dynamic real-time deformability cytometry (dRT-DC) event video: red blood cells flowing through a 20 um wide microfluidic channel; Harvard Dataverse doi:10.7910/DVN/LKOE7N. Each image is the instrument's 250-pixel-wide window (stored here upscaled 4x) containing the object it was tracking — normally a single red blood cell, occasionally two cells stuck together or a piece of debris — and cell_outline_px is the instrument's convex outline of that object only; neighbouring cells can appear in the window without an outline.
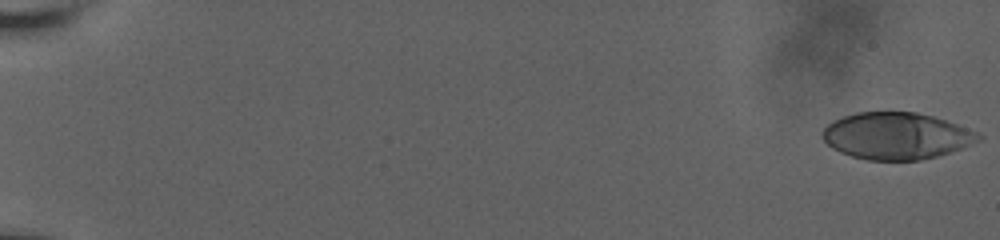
{"species": "human", "species_latin": "Homo sapiens", "temperature_condition": "room temperature", "stored_images_in_passage": 60, "camera_frame_rate_fps": 3000, "um_per_image_px": 0.085, "donor": {"sex": "male"}, "frame": {"image": 1, "passage_image": 1, "time_ms": 0.0, "image_size_px": [1000, 240], "cell_outline_px": [[984, 136], [980, 140], [960, 148], [936, 156], [920, 160], [868, 160], [852, 156], [840, 152], [832, 148], [820, 136], [820, 132], [832, 120], [856, 112], [916, 112], [932, 116], [956, 124], [976, 132]], "centroid_in_image_um": [76.14, 11.55], "position_along_channel_um": 8.9, "area_um2": 42.31}}
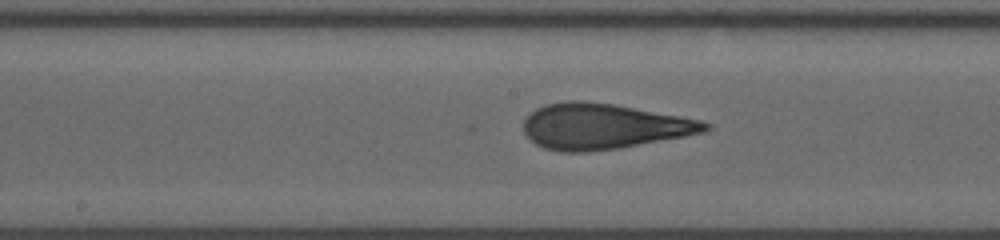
{"frame": {"image": 2, "passage_image": 34, "time_ms": 11.0, "image_size_px": [1000, 240], "cell_outline_px": [[712, 128], [708, 132], [620, 148], [584, 152], [560, 152], [544, 148], [536, 144], [524, 132], [524, 120], [536, 108], [544, 104], [572, 100], [580, 100], [612, 104], [680, 116], [700, 120], [712, 124]], "centroid_in_image_um": [51.32, 10.75], "position_along_channel_um": 196.9, "area_um2": 48.21}}
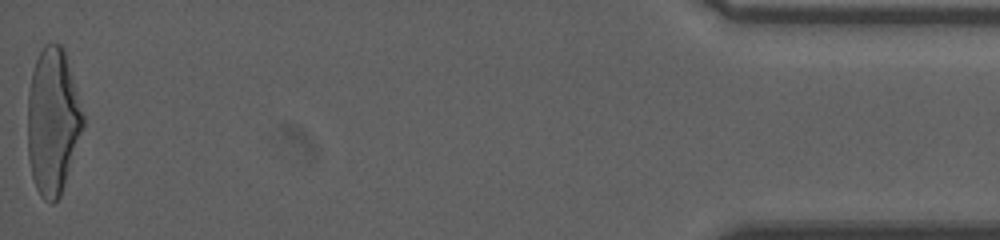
{"frame": {"image": 3, "passage_image": 60, "time_ms": 19.667, "image_size_px": [1000, 240], "cell_outline_px": [[84, 128], [60, 196], [52, 204], [44, 200], [40, 196], [36, 188], [32, 176], [28, 160], [28, 92], [32, 72], [36, 60], [44, 44], [60, 44], [64, 48], [84, 116]], "centroid_in_image_um": [4.48, 10.34], "position_along_channel_um": 430.7, "area_um2": 47.16}, "authors_computed_cell_mechanics": {"area_um2": 46.24, "velocity_mm_per_s": 3.6804, "shape_relaxation_time_tau1_ms": 5.5269, "shape_relaxation_time_tau2_ms": 1.2629, "deformation_change_tau1": 0.2377, "deformation_change_tau2": 0.1095}}